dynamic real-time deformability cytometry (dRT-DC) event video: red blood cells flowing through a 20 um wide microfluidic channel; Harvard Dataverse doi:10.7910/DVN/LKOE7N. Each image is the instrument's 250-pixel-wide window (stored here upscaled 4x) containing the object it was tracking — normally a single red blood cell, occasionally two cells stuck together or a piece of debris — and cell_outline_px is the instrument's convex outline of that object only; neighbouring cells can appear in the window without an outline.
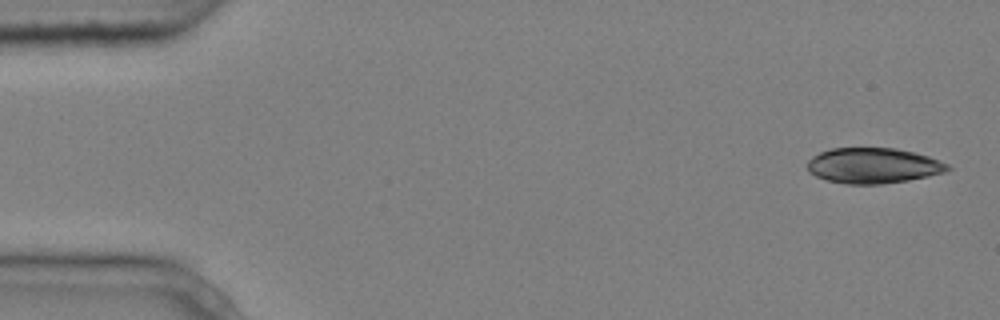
{"species": "common noctule bat (a hibernating species)", "species_latin": "Nyctalus noctula", "temperature_condition": "cold", "stored_images_in_passage": 6, "camera_frame_rate_fps": 3000, "um_per_image_px": 0.085, "animal": {"sex": "male", "body_mass_g": 20.4}, "frame": {"image": 1, "passage_image": 1, "time_ms": 0.0, "image_size_px": [1000, 320], "cell_outline_px": [[952, 168], [944, 172], [928, 176], [908, 180], [880, 184], [844, 184], [828, 180], [816, 176], [808, 172], [808, 160], [812, 156], [820, 152], [832, 148], [896, 148], [928, 156], [948, 164]], "centroid_in_image_um": [74.2, 14.08], "position_along_channel_um": 10.8, "area_um2": 28.9}}